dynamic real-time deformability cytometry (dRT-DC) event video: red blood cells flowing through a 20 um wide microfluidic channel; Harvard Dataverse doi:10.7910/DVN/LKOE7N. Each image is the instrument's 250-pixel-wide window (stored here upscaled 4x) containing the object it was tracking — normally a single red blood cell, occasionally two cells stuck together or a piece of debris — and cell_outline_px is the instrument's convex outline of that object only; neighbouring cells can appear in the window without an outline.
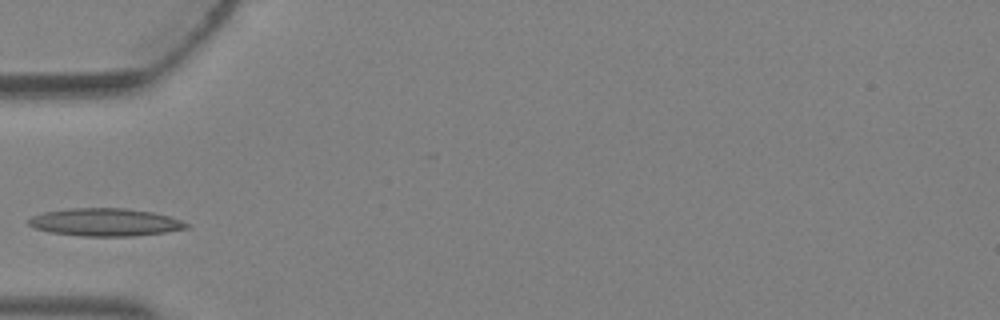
{"species": "Egyptian fruit bat (a non-hibernating species)", "species_latin": "Rousettus aegyptiacus", "temperature_condition": "warm", "stored_images_in_passage": 2, "camera_frame_rate_fps": 3000, "um_per_image_px": 0.085, "animal": {"sex": "female"}, "frame": {"image": 1, "passage_image": 2, "time_ms": 0.333, "image_size_px": [1000, 320], "cell_outline_px": [[192, 224], [188, 228], [164, 232], [132, 236], [84, 236], [48, 232], [32, 228], [28, 224], [28, 220], [32, 216], [44, 212], [68, 208], [124, 208], [152, 212], [168, 216]], "centroid_in_image_um": [8.91, 18.89], "position_along_channel_um": 76.1, "area_um2": 25.55}}